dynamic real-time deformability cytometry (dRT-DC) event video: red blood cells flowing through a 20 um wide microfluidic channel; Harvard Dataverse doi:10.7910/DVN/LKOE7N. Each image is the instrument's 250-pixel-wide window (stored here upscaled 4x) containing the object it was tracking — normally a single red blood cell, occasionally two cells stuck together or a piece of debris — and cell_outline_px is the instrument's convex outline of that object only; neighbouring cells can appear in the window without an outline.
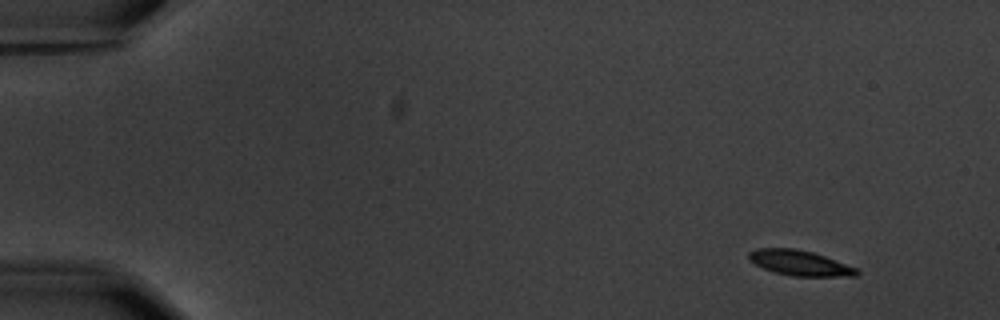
{"species": "common noctule bat (a hibernating species)", "species_latin": "Nyctalus noctula", "temperature_condition": "warm", "stored_images_in_passage": 2, "segment_of_instrument_passage": [2, 2], "camera_frame_rate_fps": 3000, "um_per_image_px": 0.085, "animal": {"sex": "male", "body_mass_g": 20.1, "forearm_length_mm": 53.5}, "frame": {"image": 1, "passage_image": 2, "time_ms": 1.0, "image_size_px": [1000, 320], "cell_outline_px": [[860, 272], [856, 276], [792, 276], [776, 272], [764, 268], [748, 260], [748, 252], [756, 248], [796, 248], [812, 252], [824, 256], [856, 268]], "centroid_in_image_um": [67.95, 22.34], "position_along_channel_um": 17.1, "area_um2": 15.72}}